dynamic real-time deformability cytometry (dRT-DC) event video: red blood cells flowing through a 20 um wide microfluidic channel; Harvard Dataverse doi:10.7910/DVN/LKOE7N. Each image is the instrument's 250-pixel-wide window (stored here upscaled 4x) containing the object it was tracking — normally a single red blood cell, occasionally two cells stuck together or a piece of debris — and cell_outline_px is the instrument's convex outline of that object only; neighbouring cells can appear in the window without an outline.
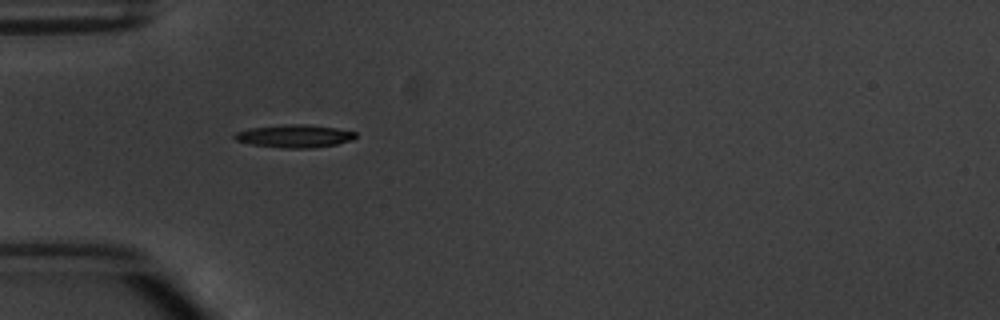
{"species": "common noctule bat (a hibernating species)", "species_latin": "Nyctalus noctula", "temperature_condition": "warm", "stored_images_in_passage": 2, "camera_frame_rate_fps": 3000, "um_per_image_px": 0.085, "animal": {"sex": "male", "body_mass_g": 20.1, "forearm_length_mm": 53.5}, "frame": {"image": 1, "passage_image": 1, "time_ms": 0.0, "image_size_px": [1000, 320], "cell_outline_px": [[356, 136], [352, 140], [336, 144], [312, 148], [284, 148], [252, 144], [236, 140], [232, 136], [236, 132], [248, 128], [288, 124], [308, 124], [336, 128], [356, 132]], "centroid_in_image_um": [25.03, 11.56], "position_along_channel_um": 60.0, "area_um2": 16.07}}